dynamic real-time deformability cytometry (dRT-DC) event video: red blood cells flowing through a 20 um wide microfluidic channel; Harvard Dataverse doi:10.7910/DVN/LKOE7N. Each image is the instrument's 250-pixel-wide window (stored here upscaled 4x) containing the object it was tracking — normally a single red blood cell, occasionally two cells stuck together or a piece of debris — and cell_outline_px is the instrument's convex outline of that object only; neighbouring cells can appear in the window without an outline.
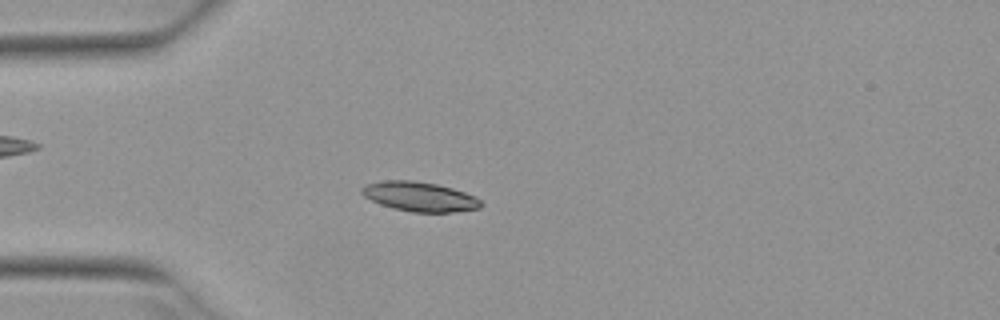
{"species": "Egyptian fruit bat (a non-hibernating species)", "species_latin": "Rousettus aegyptiacus", "temperature_condition": "warm", "stored_images_in_passage": 5, "camera_frame_rate_fps": 3000, "um_per_image_px": 0.085, "animal": {"sex": "female"}, "frame": {"image": 1, "passage_image": 5, "time_ms": 1.333, "image_size_px": [1000, 320], "cell_outline_px": [[484, 204], [480, 208], [448, 212], [412, 212], [392, 208], [380, 204], [364, 196], [360, 192], [360, 188], [364, 184], [384, 180], [412, 180], [436, 184], [452, 188], [476, 196]], "centroid_in_image_um": [35.64, 16.7], "position_along_channel_um": 49.4, "area_um2": 20.58}}